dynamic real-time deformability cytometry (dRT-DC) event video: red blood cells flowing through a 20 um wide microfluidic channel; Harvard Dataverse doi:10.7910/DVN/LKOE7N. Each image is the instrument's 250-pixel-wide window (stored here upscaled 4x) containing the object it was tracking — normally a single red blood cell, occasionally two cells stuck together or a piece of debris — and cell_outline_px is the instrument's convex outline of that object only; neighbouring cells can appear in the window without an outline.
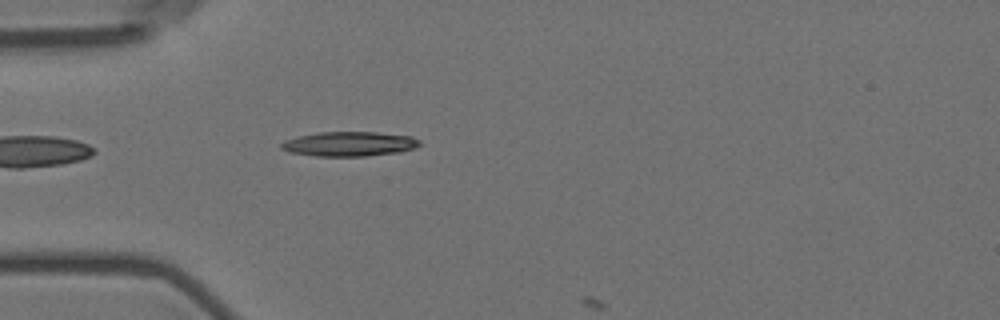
{"species": "Egyptian fruit bat (a non-hibernating species)", "species_latin": "Rousettus aegyptiacus", "temperature_condition": "room temperature", "stored_images_in_passage": 5, "camera_frame_rate_fps": 3000, "um_per_image_px": 0.085, "animal": {"sex": "female"}, "frame": {"image": 1, "passage_image": 4, "time_ms": 1.0, "image_size_px": [1000, 320], "cell_outline_px": [[420, 144], [416, 148], [400, 152], [368, 156], [316, 156], [288, 152], [280, 148], [280, 144], [284, 140], [300, 136], [320, 132], [376, 132], [412, 136], [420, 140]], "centroid_in_image_um": [29.71, 12.24], "position_along_channel_um": 55.3, "area_um2": 19.94}}